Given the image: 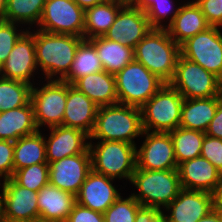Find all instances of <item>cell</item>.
<instances>
[{"label": "cell", "mask_w": 222, "mask_h": 222, "mask_svg": "<svg viewBox=\"0 0 222 222\" xmlns=\"http://www.w3.org/2000/svg\"><path fill=\"white\" fill-rule=\"evenodd\" d=\"M79 7H81L84 11L92 8L96 4H100L105 0H73Z\"/></svg>", "instance_id": "bcb514c9"}, {"label": "cell", "mask_w": 222, "mask_h": 222, "mask_svg": "<svg viewBox=\"0 0 222 222\" xmlns=\"http://www.w3.org/2000/svg\"><path fill=\"white\" fill-rule=\"evenodd\" d=\"M0 184H2V183H0ZM0 186L2 187V185H0ZM1 187H0V188H1ZM1 194H2V193H0V219H1Z\"/></svg>", "instance_id": "f907efd6"}, {"label": "cell", "mask_w": 222, "mask_h": 222, "mask_svg": "<svg viewBox=\"0 0 222 222\" xmlns=\"http://www.w3.org/2000/svg\"><path fill=\"white\" fill-rule=\"evenodd\" d=\"M38 130L31 101L25 106L0 113V140L15 142Z\"/></svg>", "instance_id": "d4e9b609"}, {"label": "cell", "mask_w": 222, "mask_h": 222, "mask_svg": "<svg viewBox=\"0 0 222 222\" xmlns=\"http://www.w3.org/2000/svg\"><path fill=\"white\" fill-rule=\"evenodd\" d=\"M32 86L31 103L38 129L62 125L67 100V82L47 80L41 88Z\"/></svg>", "instance_id": "9c48e42d"}, {"label": "cell", "mask_w": 222, "mask_h": 222, "mask_svg": "<svg viewBox=\"0 0 222 222\" xmlns=\"http://www.w3.org/2000/svg\"><path fill=\"white\" fill-rule=\"evenodd\" d=\"M84 16L85 11L73 0H47L38 27L52 34L83 37Z\"/></svg>", "instance_id": "8fae6325"}, {"label": "cell", "mask_w": 222, "mask_h": 222, "mask_svg": "<svg viewBox=\"0 0 222 222\" xmlns=\"http://www.w3.org/2000/svg\"><path fill=\"white\" fill-rule=\"evenodd\" d=\"M169 84L184 99L222 96V81L199 64L181 55L177 61L174 77Z\"/></svg>", "instance_id": "ba28073f"}, {"label": "cell", "mask_w": 222, "mask_h": 222, "mask_svg": "<svg viewBox=\"0 0 222 222\" xmlns=\"http://www.w3.org/2000/svg\"><path fill=\"white\" fill-rule=\"evenodd\" d=\"M37 201L40 219L66 222L76 204V196L48 183L38 191Z\"/></svg>", "instance_id": "7402d4cb"}, {"label": "cell", "mask_w": 222, "mask_h": 222, "mask_svg": "<svg viewBox=\"0 0 222 222\" xmlns=\"http://www.w3.org/2000/svg\"><path fill=\"white\" fill-rule=\"evenodd\" d=\"M46 1L7 0L4 21L38 26Z\"/></svg>", "instance_id": "1f68e13d"}, {"label": "cell", "mask_w": 222, "mask_h": 222, "mask_svg": "<svg viewBox=\"0 0 222 222\" xmlns=\"http://www.w3.org/2000/svg\"><path fill=\"white\" fill-rule=\"evenodd\" d=\"M31 90L28 83L0 77V113L27 105Z\"/></svg>", "instance_id": "d6a6232c"}, {"label": "cell", "mask_w": 222, "mask_h": 222, "mask_svg": "<svg viewBox=\"0 0 222 222\" xmlns=\"http://www.w3.org/2000/svg\"><path fill=\"white\" fill-rule=\"evenodd\" d=\"M186 3L180 6L173 22L166 28L178 45L210 27L195 0Z\"/></svg>", "instance_id": "603a6c76"}, {"label": "cell", "mask_w": 222, "mask_h": 222, "mask_svg": "<svg viewBox=\"0 0 222 222\" xmlns=\"http://www.w3.org/2000/svg\"><path fill=\"white\" fill-rule=\"evenodd\" d=\"M169 133L173 141L177 165L201 155L205 132L177 127Z\"/></svg>", "instance_id": "4dcf8cb0"}, {"label": "cell", "mask_w": 222, "mask_h": 222, "mask_svg": "<svg viewBox=\"0 0 222 222\" xmlns=\"http://www.w3.org/2000/svg\"><path fill=\"white\" fill-rule=\"evenodd\" d=\"M32 222H56V221L43 220V219L39 218V219H36V220H34Z\"/></svg>", "instance_id": "681fc988"}, {"label": "cell", "mask_w": 222, "mask_h": 222, "mask_svg": "<svg viewBox=\"0 0 222 222\" xmlns=\"http://www.w3.org/2000/svg\"><path fill=\"white\" fill-rule=\"evenodd\" d=\"M12 179L21 187L38 192L43 186L49 183V164H34L16 170Z\"/></svg>", "instance_id": "e575fe53"}, {"label": "cell", "mask_w": 222, "mask_h": 222, "mask_svg": "<svg viewBox=\"0 0 222 222\" xmlns=\"http://www.w3.org/2000/svg\"><path fill=\"white\" fill-rule=\"evenodd\" d=\"M214 209H217L219 211V214H220V216L222 218V208H214Z\"/></svg>", "instance_id": "816d5d0a"}, {"label": "cell", "mask_w": 222, "mask_h": 222, "mask_svg": "<svg viewBox=\"0 0 222 222\" xmlns=\"http://www.w3.org/2000/svg\"><path fill=\"white\" fill-rule=\"evenodd\" d=\"M98 106L73 85L67 83V100L62 125L76 128L90 135Z\"/></svg>", "instance_id": "ffe728a7"}, {"label": "cell", "mask_w": 222, "mask_h": 222, "mask_svg": "<svg viewBox=\"0 0 222 222\" xmlns=\"http://www.w3.org/2000/svg\"><path fill=\"white\" fill-rule=\"evenodd\" d=\"M151 29L144 11L135 5L125 4L104 37L134 49Z\"/></svg>", "instance_id": "2e32d148"}, {"label": "cell", "mask_w": 222, "mask_h": 222, "mask_svg": "<svg viewBox=\"0 0 222 222\" xmlns=\"http://www.w3.org/2000/svg\"><path fill=\"white\" fill-rule=\"evenodd\" d=\"M45 137L47 163L84 153L89 148V135L84 131L63 125L51 127Z\"/></svg>", "instance_id": "d6986e66"}, {"label": "cell", "mask_w": 222, "mask_h": 222, "mask_svg": "<svg viewBox=\"0 0 222 222\" xmlns=\"http://www.w3.org/2000/svg\"><path fill=\"white\" fill-rule=\"evenodd\" d=\"M141 110L139 107L114 104L98 108L91 140L121 141L137 145L133 139L143 137Z\"/></svg>", "instance_id": "7a4b0ae2"}, {"label": "cell", "mask_w": 222, "mask_h": 222, "mask_svg": "<svg viewBox=\"0 0 222 222\" xmlns=\"http://www.w3.org/2000/svg\"><path fill=\"white\" fill-rule=\"evenodd\" d=\"M14 142L0 140V178L7 180L14 174Z\"/></svg>", "instance_id": "f35d334b"}, {"label": "cell", "mask_w": 222, "mask_h": 222, "mask_svg": "<svg viewBox=\"0 0 222 222\" xmlns=\"http://www.w3.org/2000/svg\"><path fill=\"white\" fill-rule=\"evenodd\" d=\"M114 76L118 102L139 108L165 84L136 60L131 61Z\"/></svg>", "instance_id": "8992f818"}, {"label": "cell", "mask_w": 222, "mask_h": 222, "mask_svg": "<svg viewBox=\"0 0 222 222\" xmlns=\"http://www.w3.org/2000/svg\"><path fill=\"white\" fill-rule=\"evenodd\" d=\"M89 41L95 46L103 69L110 74H117L134 60V49L129 46L111 41L104 36Z\"/></svg>", "instance_id": "83f0119b"}, {"label": "cell", "mask_w": 222, "mask_h": 222, "mask_svg": "<svg viewBox=\"0 0 222 222\" xmlns=\"http://www.w3.org/2000/svg\"><path fill=\"white\" fill-rule=\"evenodd\" d=\"M222 96L184 99L179 127L206 132Z\"/></svg>", "instance_id": "484cf974"}, {"label": "cell", "mask_w": 222, "mask_h": 222, "mask_svg": "<svg viewBox=\"0 0 222 222\" xmlns=\"http://www.w3.org/2000/svg\"><path fill=\"white\" fill-rule=\"evenodd\" d=\"M200 156L209 160L222 174V139L205 135Z\"/></svg>", "instance_id": "74e56055"}, {"label": "cell", "mask_w": 222, "mask_h": 222, "mask_svg": "<svg viewBox=\"0 0 222 222\" xmlns=\"http://www.w3.org/2000/svg\"><path fill=\"white\" fill-rule=\"evenodd\" d=\"M198 222H222V218L219 214V211L217 209H213Z\"/></svg>", "instance_id": "f6af8a7d"}, {"label": "cell", "mask_w": 222, "mask_h": 222, "mask_svg": "<svg viewBox=\"0 0 222 222\" xmlns=\"http://www.w3.org/2000/svg\"><path fill=\"white\" fill-rule=\"evenodd\" d=\"M42 135L38 130L14 142V172L34 164L47 163L45 137Z\"/></svg>", "instance_id": "f1b7e54d"}, {"label": "cell", "mask_w": 222, "mask_h": 222, "mask_svg": "<svg viewBox=\"0 0 222 222\" xmlns=\"http://www.w3.org/2000/svg\"><path fill=\"white\" fill-rule=\"evenodd\" d=\"M83 40L84 37L71 34L34 31L36 62L46 77L45 81L61 80L68 73L76 49Z\"/></svg>", "instance_id": "6da1fadb"}, {"label": "cell", "mask_w": 222, "mask_h": 222, "mask_svg": "<svg viewBox=\"0 0 222 222\" xmlns=\"http://www.w3.org/2000/svg\"><path fill=\"white\" fill-rule=\"evenodd\" d=\"M182 189L213 193L221 173L207 159L199 156L178 165Z\"/></svg>", "instance_id": "44dd1931"}, {"label": "cell", "mask_w": 222, "mask_h": 222, "mask_svg": "<svg viewBox=\"0 0 222 222\" xmlns=\"http://www.w3.org/2000/svg\"><path fill=\"white\" fill-rule=\"evenodd\" d=\"M172 3L175 4L173 0H137L134 5L146 13L152 28L163 29L167 28L173 22L179 12L180 6L174 8L175 5ZM164 18L167 21L169 19L168 25L166 23L163 24Z\"/></svg>", "instance_id": "836d02e7"}, {"label": "cell", "mask_w": 222, "mask_h": 222, "mask_svg": "<svg viewBox=\"0 0 222 222\" xmlns=\"http://www.w3.org/2000/svg\"><path fill=\"white\" fill-rule=\"evenodd\" d=\"M181 56L199 64L222 81V32L210 26L180 45Z\"/></svg>", "instance_id": "30bf717a"}, {"label": "cell", "mask_w": 222, "mask_h": 222, "mask_svg": "<svg viewBox=\"0 0 222 222\" xmlns=\"http://www.w3.org/2000/svg\"><path fill=\"white\" fill-rule=\"evenodd\" d=\"M66 222H104L103 213L76 203Z\"/></svg>", "instance_id": "60d3db41"}, {"label": "cell", "mask_w": 222, "mask_h": 222, "mask_svg": "<svg viewBox=\"0 0 222 222\" xmlns=\"http://www.w3.org/2000/svg\"><path fill=\"white\" fill-rule=\"evenodd\" d=\"M213 195V207L222 208V174Z\"/></svg>", "instance_id": "ee69618b"}, {"label": "cell", "mask_w": 222, "mask_h": 222, "mask_svg": "<svg viewBox=\"0 0 222 222\" xmlns=\"http://www.w3.org/2000/svg\"><path fill=\"white\" fill-rule=\"evenodd\" d=\"M180 55V45L170 37L166 28H152L134 48V60L165 83L173 79Z\"/></svg>", "instance_id": "3957f363"}, {"label": "cell", "mask_w": 222, "mask_h": 222, "mask_svg": "<svg viewBox=\"0 0 222 222\" xmlns=\"http://www.w3.org/2000/svg\"><path fill=\"white\" fill-rule=\"evenodd\" d=\"M205 133L208 136L222 139V99L219 101L215 116Z\"/></svg>", "instance_id": "7bdbcfd3"}, {"label": "cell", "mask_w": 222, "mask_h": 222, "mask_svg": "<svg viewBox=\"0 0 222 222\" xmlns=\"http://www.w3.org/2000/svg\"><path fill=\"white\" fill-rule=\"evenodd\" d=\"M131 184L138 193L131 194L142 207L157 208L162 211L182 190L178 169L145 170L136 168Z\"/></svg>", "instance_id": "277c9868"}, {"label": "cell", "mask_w": 222, "mask_h": 222, "mask_svg": "<svg viewBox=\"0 0 222 222\" xmlns=\"http://www.w3.org/2000/svg\"><path fill=\"white\" fill-rule=\"evenodd\" d=\"M91 170L88 148L84 153L49 163V183L76 196Z\"/></svg>", "instance_id": "5bb4252c"}, {"label": "cell", "mask_w": 222, "mask_h": 222, "mask_svg": "<svg viewBox=\"0 0 222 222\" xmlns=\"http://www.w3.org/2000/svg\"><path fill=\"white\" fill-rule=\"evenodd\" d=\"M18 25V23L0 21V66L7 60L14 44L26 31L17 30Z\"/></svg>", "instance_id": "8d00e7d4"}, {"label": "cell", "mask_w": 222, "mask_h": 222, "mask_svg": "<svg viewBox=\"0 0 222 222\" xmlns=\"http://www.w3.org/2000/svg\"><path fill=\"white\" fill-rule=\"evenodd\" d=\"M117 1L128 5H134L137 2V0H117Z\"/></svg>", "instance_id": "c3c4849f"}, {"label": "cell", "mask_w": 222, "mask_h": 222, "mask_svg": "<svg viewBox=\"0 0 222 222\" xmlns=\"http://www.w3.org/2000/svg\"><path fill=\"white\" fill-rule=\"evenodd\" d=\"M141 204L130 195L128 198L120 196L104 213V222H135L137 211Z\"/></svg>", "instance_id": "d590c367"}, {"label": "cell", "mask_w": 222, "mask_h": 222, "mask_svg": "<svg viewBox=\"0 0 222 222\" xmlns=\"http://www.w3.org/2000/svg\"><path fill=\"white\" fill-rule=\"evenodd\" d=\"M162 211L157 208L141 207L135 216V222H165Z\"/></svg>", "instance_id": "b9f144b4"}, {"label": "cell", "mask_w": 222, "mask_h": 222, "mask_svg": "<svg viewBox=\"0 0 222 222\" xmlns=\"http://www.w3.org/2000/svg\"><path fill=\"white\" fill-rule=\"evenodd\" d=\"M7 0H0V21H4Z\"/></svg>", "instance_id": "7dc6e473"}, {"label": "cell", "mask_w": 222, "mask_h": 222, "mask_svg": "<svg viewBox=\"0 0 222 222\" xmlns=\"http://www.w3.org/2000/svg\"><path fill=\"white\" fill-rule=\"evenodd\" d=\"M210 26H222V0H195Z\"/></svg>", "instance_id": "ab89813d"}, {"label": "cell", "mask_w": 222, "mask_h": 222, "mask_svg": "<svg viewBox=\"0 0 222 222\" xmlns=\"http://www.w3.org/2000/svg\"><path fill=\"white\" fill-rule=\"evenodd\" d=\"M169 215L162 216L165 222H198L213 207V195L205 191L182 189L177 197L165 208Z\"/></svg>", "instance_id": "e0dca14e"}, {"label": "cell", "mask_w": 222, "mask_h": 222, "mask_svg": "<svg viewBox=\"0 0 222 222\" xmlns=\"http://www.w3.org/2000/svg\"><path fill=\"white\" fill-rule=\"evenodd\" d=\"M35 55L34 32L26 29L14 44L7 60L0 66V77L34 85L30 80L39 70Z\"/></svg>", "instance_id": "9a60e30c"}, {"label": "cell", "mask_w": 222, "mask_h": 222, "mask_svg": "<svg viewBox=\"0 0 222 222\" xmlns=\"http://www.w3.org/2000/svg\"><path fill=\"white\" fill-rule=\"evenodd\" d=\"M73 86L85 94L98 107L119 103L115 76L105 70L79 78Z\"/></svg>", "instance_id": "cb8c5ba5"}, {"label": "cell", "mask_w": 222, "mask_h": 222, "mask_svg": "<svg viewBox=\"0 0 222 222\" xmlns=\"http://www.w3.org/2000/svg\"><path fill=\"white\" fill-rule=\"evenodd\" d=\"M183 96L169 83L141 108L143 131L170 132L180 125Z\"/></svg>", "instance_id": "52a82bcc"}, {"label": "cell", "mask_w": 222, "mask_h": 222, "mask_svg": "<svg viewBox=\"0 0 222 222\" xmlns=\"http://www.w3.org/2000/svg\"><path fill=\"white\" fill-rule=\"evenodd\" d=\"M94 144L96 143L89 142L92 170L106 177L120 180L123 178L131 182L137 167V146L121 141L103 140Z\"/></svg>", "instance_id": "5b68a950"}, {"label": "cell", "mask_w": 222, "mask_h": 222, "mask_svg": "<svg viewBox=\"0 0 222 222\" xmlns=\"http://www.w3.org/2000/svg\"><path fill=\"white\" fill-rule=\"evenodd\" d=\"M142 146L136 149L137 167L145 170L178 169L173 141L169 132L143 131Z\"/></svg>", "instance_id": "4fadbf2b"}, {"label": "cell", "mask_w": 222, "mask_h": 222, "mask_svg": "<svg viewBox=\"0 0 222 222\" xmlns=\"http://www.w3.org/2000/svg\"><path fill=\"white\" fill-rule=\"evenodd\" d=\"M124 5L117 0H105L85 10L84 40L104 36L114 23L119 10Z\"/></svg>", "instance_id": "4316f807"}, {"label": "cell", "mask_w": 222, "mask_h": 222, "mask_svg": "<svg viewBox=\"0 0 222 222\" xmlns=\"http://www.w3.org/2000/svg\"><path fill=\"white\" fill-rule=\"evenodd\" d=\"M113 180L91 170L76 195V203L104 213L121 196L112 184Z\"/></svg>", "instance_id": "ac0fdd59"}, {"label": "cell", "mask_w": 222, "mask_h": 222, "mask_svg": "<svg viewBox=\"0 0 222 222\" xmlns=\"http://www.w3.org/2000/svg\"><path fill=\"white\" fill-rule=\"evenodd\" d=\"M102 70L95 46L89 40H83L76 49L68 73L61 80L73 85L79 78Z\"/></svg>", "instance_id": "f546056e"}, {"label": "cell", "mask_w": 222, "mask_h": 222, "mask_svg": "<svg viewBox=\"0 0 222 222\" xmlns=\"http://www.w3.org/2000/svg\"><path fill=\"white\" fill-rule=\"evenodd\" d=\"M1 221L32 222L39 219L38 192L21 187L12 178L3 180Z\"/></svg>", "instance_id": "7c38bea8"}]
</instances>
